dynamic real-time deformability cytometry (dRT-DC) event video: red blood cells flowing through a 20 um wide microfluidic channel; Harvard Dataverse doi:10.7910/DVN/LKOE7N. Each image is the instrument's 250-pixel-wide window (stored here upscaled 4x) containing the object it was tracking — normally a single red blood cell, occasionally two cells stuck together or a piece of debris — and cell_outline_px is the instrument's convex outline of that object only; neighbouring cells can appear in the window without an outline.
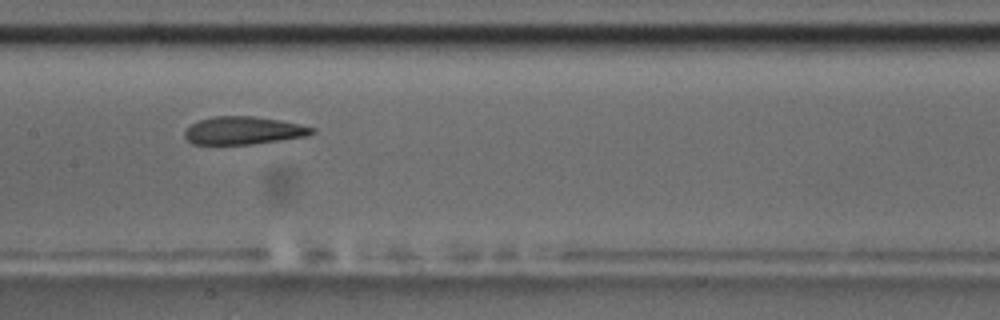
{"species": "common noctule bat (a hibernating species)", "species_latin": "Nyctalus noctula", "temperature_condition": "room temperature", "stored_images_in_passage": 37, "camera_frame_rate_fps": 3000, "um_per_image_px": 0.085, "animal": {"sex": "male", "body_mass_g": 17.5, "forearm_length_mm": 52.3}, "frame": {"image": 1, "passage_image": 13, "time_ms": 4.0, "image_size_px": [1000, 320], "cell_outline_px": [[316, 132], [308, 136], [252, 144], [192, 144], [184, 136], [184, 132], [192, 124], [200, 120], [212, 116], [256, 116], [280, 120], [316, 128]], "centroid_in_image_um": [20.72, 11.09], "position_along_channel_um": 186.7, "area_um2": 20.63}}